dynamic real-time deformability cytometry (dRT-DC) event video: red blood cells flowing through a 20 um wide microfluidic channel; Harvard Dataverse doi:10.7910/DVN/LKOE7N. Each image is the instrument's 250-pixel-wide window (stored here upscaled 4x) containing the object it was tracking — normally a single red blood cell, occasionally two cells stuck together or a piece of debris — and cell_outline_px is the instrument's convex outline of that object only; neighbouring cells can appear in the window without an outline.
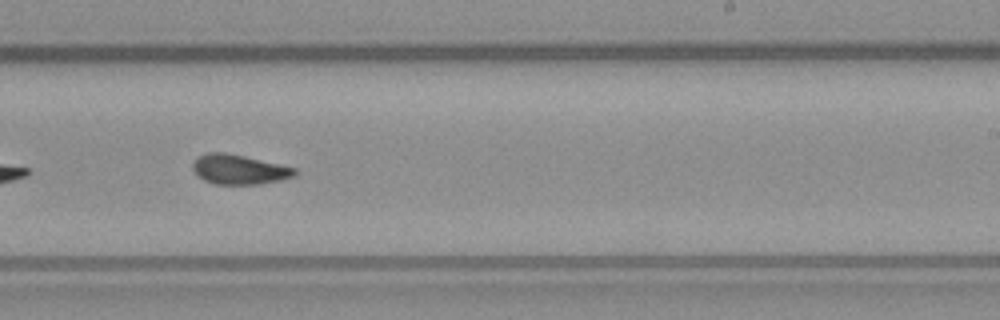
{"species": "common noctule bat (a hibernating species)", "species_latin": "Nyctalus noctula", "temperature_condition": "warm", "stored_images_in_passage": 51, "camera_frame_rate_fps": 3000, "um_per_image_px": 0.085, "animal": {"sex": "male", "body_mass_g": 23.1, "forearm_length_mm": 52.7}, "frame": {"image": 1, "passage_image": 30, "time_ms": 9.667, "image_size_px": [1000, 320], "cell_outline_px": [[296, 172], [292, 176], [280, 180], [260, 184], [216, 184], [204, 180], [192, 168], [192, 164], [196, 156], [208, 152], [228, 152], [296, 168]], "centroid_in_image_um": [20.29, 14.38], "position_along_channel_um": 268.7, "area_um2": 17.57}, "authors_computed_cell_mechanics": {"area_um2": 17.9758, "velocity_mm_per_s": 4.0768, "shape_relaxation_time_tau1_ms": 4.532, "shape_relaxation_time_tau2_ms": 1.8665, "deformation_change_tau1": 0.1516, "deformation_change_tau2": 0.0746}}